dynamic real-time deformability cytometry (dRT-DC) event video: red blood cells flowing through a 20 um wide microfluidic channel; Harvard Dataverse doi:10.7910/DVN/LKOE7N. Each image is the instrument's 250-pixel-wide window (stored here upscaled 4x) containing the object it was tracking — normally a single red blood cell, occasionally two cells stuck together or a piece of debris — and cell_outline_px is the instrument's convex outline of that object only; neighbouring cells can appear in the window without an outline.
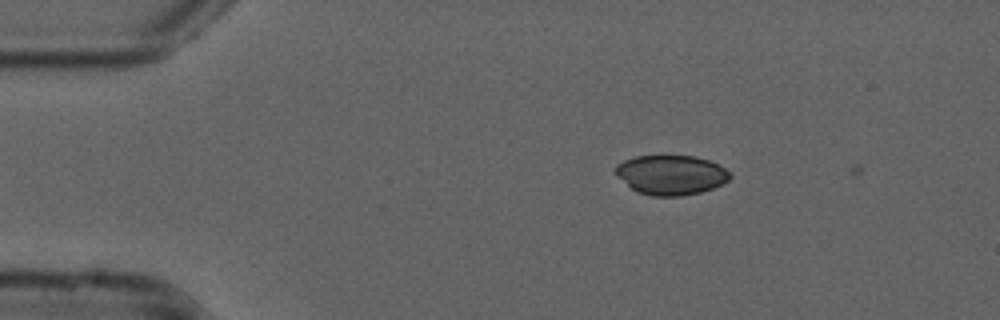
{"species": "common noctule bat (a hibernating species)", "species_latin": "Nyctalus noctula", "temperature_condition": "cold", "stored_images_in_passage": 2, "camera_frame_rate_fps": 3000, "um_per_image_px": 0.085, "animal": {"sex": "male", "forearm_length_mm": 52.5}, "frame": {"image": 1, "passage_image": 1, "time_ms": 0.0, "image_size_px": [1000, 320], "cell_outline_px": [[732, 176], [728, 180], [712, 188], [700, 192], [680, 196], [652, 196], [636, 192], [616, 176], [616, 164], [624, 160], [636, 156], [696, 156], [708, 160], [732, 172]], "centroid_in_image_um": [57.02, 14.87], "position_along_channel_um": 28.0, "area_um2": 26.41}}